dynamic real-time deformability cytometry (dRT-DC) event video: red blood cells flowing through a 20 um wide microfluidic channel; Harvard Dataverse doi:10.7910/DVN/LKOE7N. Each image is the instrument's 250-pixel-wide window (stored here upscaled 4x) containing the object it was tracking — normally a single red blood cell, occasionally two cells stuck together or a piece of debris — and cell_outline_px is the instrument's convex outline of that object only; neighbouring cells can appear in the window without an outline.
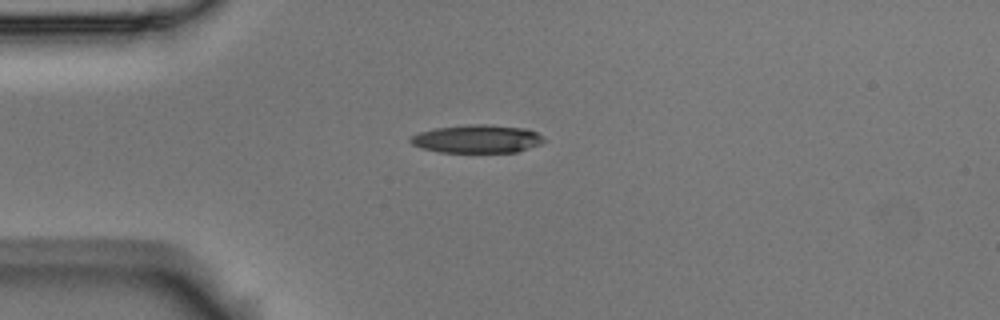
{"species": "Egyptian fruit bat (a non-hibernating species)", "species_latin": "Rousettus aegyptiacus", "temperature_condition": "room temperature", "stored_images_in_passage": 2, "camera_frame_rate_fps": 3000, "um_per_image_px": 0.085, "animal": {"sex": "male"}, "frame": {"image": 1, "passage_image": 2, "time_ms": 0.333, "image_size_px": [1000, 320], "cell_outline_px": [[544, 140], [540, 144], [516, 152], [440, 152], [424, 148], [412, 144], [408, 140], [412, 136], [420, 132], [436, 128], [468, 124], [488, 124], [524, 128], [536, 132], [544, 136]], "centroid_in_image_um": [40.57, 11.8], "position_along_channel_um": 44.4, "area_um2": 21.73}}